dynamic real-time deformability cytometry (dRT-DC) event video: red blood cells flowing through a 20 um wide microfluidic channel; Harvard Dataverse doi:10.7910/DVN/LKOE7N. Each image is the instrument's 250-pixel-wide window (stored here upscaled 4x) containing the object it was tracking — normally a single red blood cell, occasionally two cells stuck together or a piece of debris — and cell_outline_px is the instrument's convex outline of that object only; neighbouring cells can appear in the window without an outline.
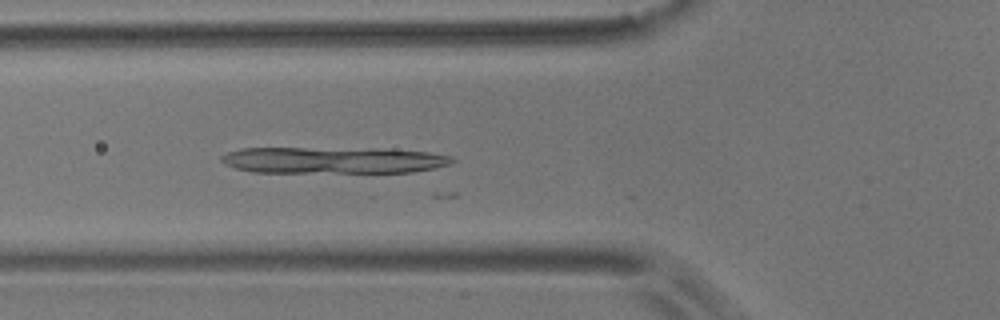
{"species": "common noctule bat (a hibernating species)", "species_latin": "Nyctalus noctula", "temperature_condition": "room temperature", "stored_images_in_passage": 3, "camera_frame_rate_fps": 3000, "um_per_image_px": 0.085, "animal": {"sex": "male", "body_mass_g": 17.9}, "frame": {"image": 1, "passage_image": 3, "time_ms": 0.667, "image_size_px": [1000, 320], "cell_outline_px": [[456, 160], [452, 164], [412, 172], [252, 172], [236, 168], [224, 164], [220, 160], [220, 156], [228, 152], [240, 148], [384, 148], [428, 152], [452, 156]], "centroid_in_image_um": [28.33, 13.6], "position_along_channel_um": 97.5, "area_um2": 35.95}}